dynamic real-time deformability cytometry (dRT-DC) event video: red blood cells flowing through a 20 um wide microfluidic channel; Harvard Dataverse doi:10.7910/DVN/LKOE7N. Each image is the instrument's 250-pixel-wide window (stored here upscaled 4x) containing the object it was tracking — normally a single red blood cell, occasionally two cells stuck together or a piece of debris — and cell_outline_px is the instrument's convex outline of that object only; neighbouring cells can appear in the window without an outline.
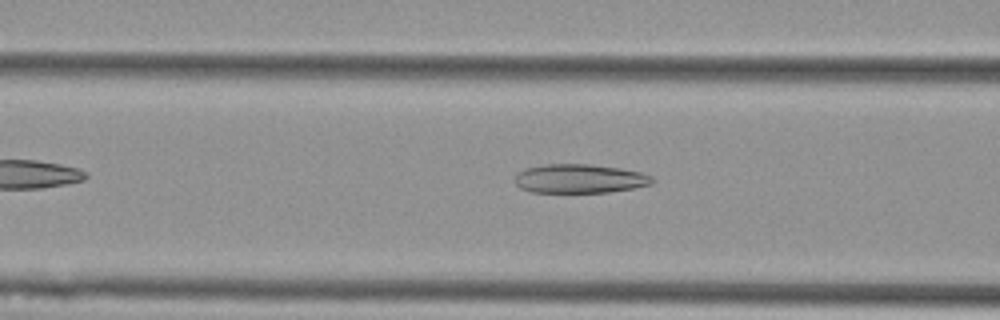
{"species": "Egyptian fruit bat (a non-hibernating species)", "species_latin": "Rousettus aegyptiacus", "temperature_condition": "cold", "stored_images_in_passage": 46, "camera_frame_rate_fps": 3000, "um_per_image_px": 0.085, "animal": {"sex": "female"}, "frame": {"image": 1, "passage_image": 12, "time_ms": 3.667, "image_size_px": [1000, 320], "cell_outline_px": [[652, 184], [632, 188], [608, 192], [532, 192], [520, 188], [516, 184], [516, 176], [520, 172], [528, 168], [544, 164], [588, 164], [620, 168], [640, 172], [652, 176]], "centroid_in_image_um": [49.28, 15.18], "position_along_channel_um": 117.3, "area_um2": 22.89}}
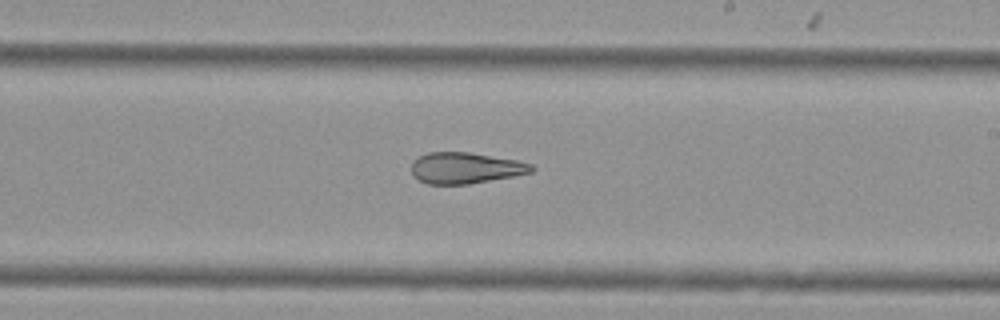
{"frame": {"image": 2, "passage_image": 23, "time_ms": 7.333, "image_size_px": [1000, 320], "cell_outline_px": [[536, 168], [532, 172], [512, 176], [468, 184], [428, 184], [412, 176], [412, 160], [428, 152], [468, 152], [516, 160], [532, 164]], "centroid_in_image_um": [39.54, 14.27], "position_along_channel_um": 249.5, "area_um2": 21.68}}
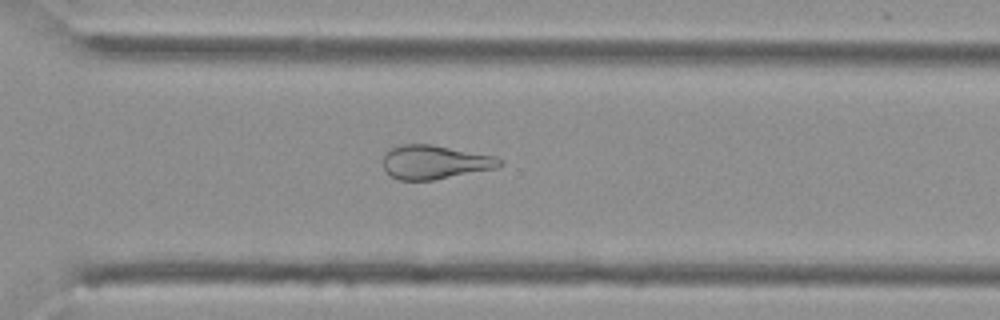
{"frame": {"image": 3, "passage_image": 30, "time_ms": 9.667, "image_size_px": [1000, 320], "cell_outline_px": [[504, 164], [496, 168], [432, 180], [400, 180], [392, 176], [384, 168], [384, 152], [392, 148], [404, 144], [432, 144], [496, 156], [504, 160]], "centroid_in_image_um": [36.99, 13.77], "position_along_channel_um": 333.6, "area_um2": 22.95}, "authors_computed_cell_mechanics": {"area_um2": 25.1141, "velocity_mm_per_s": 3.6042, "shape_relaxation_time_tau1_ms": null, "shape_relaxation_time_tau2_ms": 3.5593, "deformation_change_tau1": null, "deformation_change_tau2": 0.1327}}